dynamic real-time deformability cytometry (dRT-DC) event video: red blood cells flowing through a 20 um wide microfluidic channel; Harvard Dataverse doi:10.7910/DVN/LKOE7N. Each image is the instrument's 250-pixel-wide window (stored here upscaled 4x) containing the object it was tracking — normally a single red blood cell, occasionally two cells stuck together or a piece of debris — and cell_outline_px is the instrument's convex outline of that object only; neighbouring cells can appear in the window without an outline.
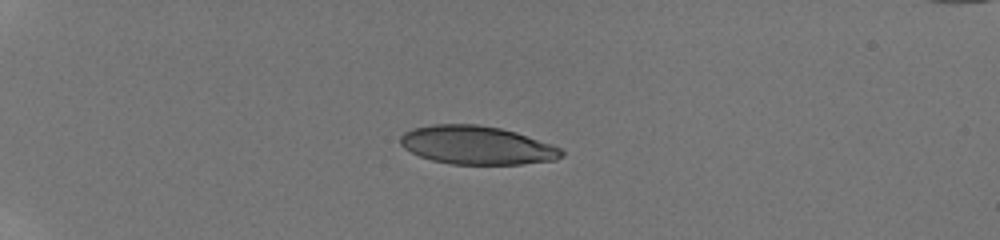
{"species": "human", "species_latin": "Homo sapiens", "temperature_condition": "room temperature", "stored_images_in_passage": 5, "camera_frame_rate_fps": 3000, "um_per_image_px": 0.085, "donor": {"sex": "male"}, "frame": {"image": 1, "passage_image": 1, "time_ms": 0.0, "image_size_px": [1000, 240], "cell_outline_px": [[564, 156], [556, 160], [520, 164], [452, 164], [432, 160], [420, 156], [404, 148], [400, 144], [400, 136], [404, 132], [412, 128], [432, 124], [476, 124], [500, 128], [516, 132], [552, 144], [560, 148], [564, 152]], "centroid_in_image_um": [40.53, 12.34], "position_along_channel_um": 44.5, "area_um2": 36.18}}
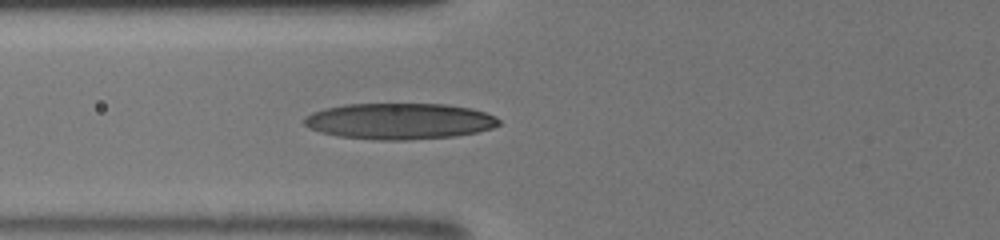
{"frame": {"image": 2, "passage_image": 5, "time_ms": 2.667, "image_size_px": [1000, 240], "cell_outline_px": [[500, 124], [492, 128], [476, 132], [456, 136], [404, 140], [376, 140], [340, 136], [320, 132], [308, 128], [304, 124], [304, 116], [312, 112], [324, 108], [344, 104], [448, 104], [472, 108], [496, 116], [500, 120]], "centroid_in_image_um": [33.95, 10.29], "position_along_channel_um": 91.9, "area_um2": 41.21}}